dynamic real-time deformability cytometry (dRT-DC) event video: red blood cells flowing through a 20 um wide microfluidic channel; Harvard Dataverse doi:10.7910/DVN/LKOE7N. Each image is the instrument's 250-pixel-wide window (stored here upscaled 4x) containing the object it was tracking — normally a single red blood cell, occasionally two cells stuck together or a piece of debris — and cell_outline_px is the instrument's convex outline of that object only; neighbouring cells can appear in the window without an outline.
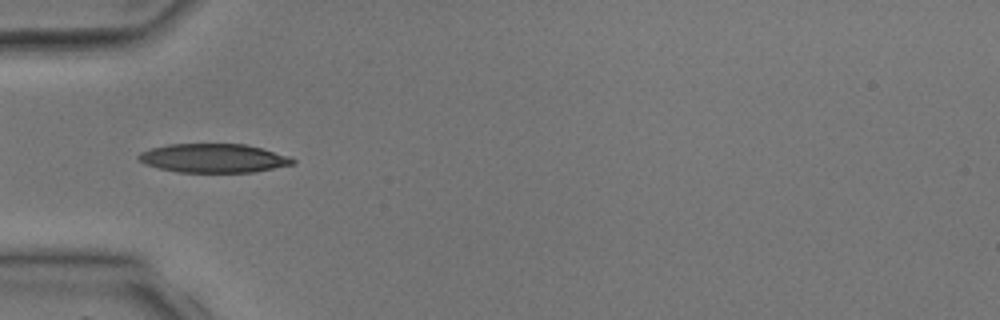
{"species": "common noctule bat (a hibernating species)", "species_latin": "Nyctalus noctula", "temperature_condition": "room temperature", "stored_images_in_passage": 2, "camera_frame_rate_fps": 3000, "um_per_image_px": 0.085, "animal": {"sex": "male", "body_mass_g": 17.9, "forearm_length_mm": 54.2}, "frame": {"image": 1, "passage_image": 2, "time_ms": 1.333, "image_size_px": [1000, 320], "cell_outline_px": [[296, 160], [292, 164], [252, 172], [180, 172], [160, 168], [144, 164], [136, 156], [140, 152], [152, 148], [168, 144], [244, 144], [260, 148], [288, 156]], "centroid_in_image_um": [18.1, 13.44], "position_along_channel_um": 66.9, "area_um2": 25.55}}